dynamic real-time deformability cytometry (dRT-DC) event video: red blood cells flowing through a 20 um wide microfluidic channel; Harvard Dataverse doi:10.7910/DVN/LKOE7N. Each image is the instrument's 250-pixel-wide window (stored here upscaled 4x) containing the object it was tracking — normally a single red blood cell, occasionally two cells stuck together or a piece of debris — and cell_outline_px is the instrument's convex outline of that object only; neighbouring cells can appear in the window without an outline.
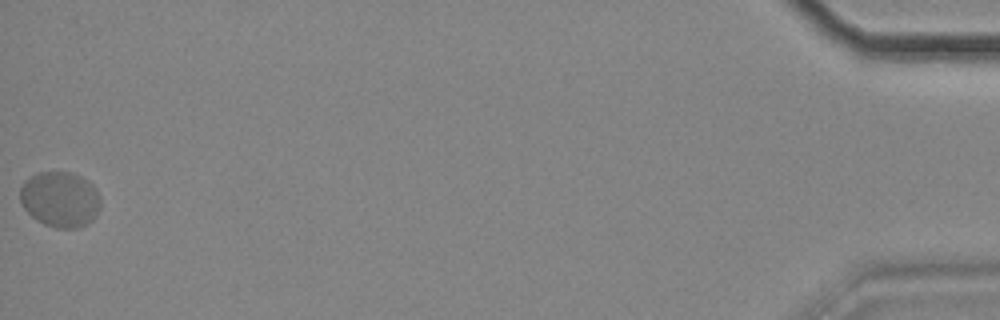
{"species": "common noctule bat (a hibernating species)", "species_latin": "Nyctalus noctula", "temperature_condition": "cold", "stored_images_in_passage": 19, "camera_frame_rate_fps": 3000, "um_per_image_px": 0.085, "animal": {"sex": "female", "body_mass_g": 18.4}, "frame": {"image": 1, "passage_image": 19, "time_ms": 6.0, "image_size_px": [1000, 320], "cell_outline_px": [[100, 208], [96, 216], [92, 220], [80, 228], [56, 228], [44, 224], [36, 220], [24, 208], [20, 200], [20, 188], [24, 180], [36, 172], [72, 172], [80, 176], [92, 184], [100, 196]], "centroid_in_image_um": [5.1, 16.94], "position_along_channel_um": 430.1, "area_um2": 26.3}}